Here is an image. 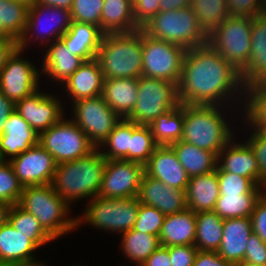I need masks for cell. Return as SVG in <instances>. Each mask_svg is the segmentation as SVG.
<instances>
[{"label": "cell", "instance_id": "cell-13", "mask_svg": "<svg viewBox=\"0 0 266 266\" xmlns=\"http://www.w3.org/2000/svg\"><path fill=\"white\" fill-rule=\"evenodd\" d=\"M145 166L129 160L106 159L98 196L104 198L138 197Z\"/></svg>", "mask_w": 266, "mask_h": 266}, {"label": "cell", "instance_id": "cell-28", "mask_svg": "<svg viewBox=\"0 0 266 266\" xmlns=\"http://www.w3.org/2000/svg\"><path fill=\"white\" fill-rule=\"evenodd\" d=\"M220 196L216 170L189 178L186 189L187 208L194 213L212 211Z\"/></svg>", "mask_w": 266, "mask_h": 266}, {"label": "cell", "instance_id": "cell-26", "mask_svg": "<svg viewBox=\"0 0 266 266\" xmlns=\"http://www.w3.org/2000/svg\"><path fill=\"white\" fill-rule=\"evenodd\" d=\"M196 213L190 209L165 216L159 235L160 246L194 245Z\"/></svg>", "mask_w": 266, "mask_h": 266}, {"label": "cell", "instance_id": "cell-48", "mask_svg": "<svg viewBox=\"0 0 266 266\" xmlns=\"http://www.w3.org/2000/svg\"><path fill=\"white\" fill-rule=\"evenodd\" d=\"M158 12H160V0H133V16L140 28Z\"/></svg>", "mask_w": 266, "mask_h": 266}, {"label": "cell", "instance_id": "cell-56", "mask_svg": "<svg viewBox=\"0 0 266 266\" xmlns=\"http://www.w3.org/2000/svg\"><path fill=\"white\" fill-rule=\"evenodd\" d=\"M18 47L14 39H0V72L5 66V62L13 51Z\"/></svg>", "mask_w": 266, "mask_h": 266}, {"label": "cell", "instance_id": "cell-43", "mask_svg": "<svg viewBox=\"0 0 266 266\" xmlns=\"http://www.w3.org/2000/svg\"><path fill=\"white\" fill-rule=\"evenodd\" d=\"M216 172L220 194H263V186H257L250 178L221 171L218 167Z\"/></svg>", "mask_w": 266, "mask_h": 266}, {"label": "cell", "instance_id": "cell-24", "mask_svg": "<svg viewBox=\"0 0 266 266\" xmlns=\"http://www.w3.org/2000/svg\"><path fill=\"white\" fill-rule=\"evenodd\" d=\"M103 74L96 58L84 61L80 67L65 81L70 99L94 98L103 93Z\"/></svg>", "mask_w": 266, "mask_h": 266}, {"label": "cell", "instance_id": "cell-40", "mask_svg": "<svg viewBox=\"0 0 266 266\" xmlns=\"http://www.w3.org/2000/svg\"><path fill=\"white\" fill-rule=\"evenodd\" d=\"M132 136V121L121 119L101 146L110 148L107 152L100 151L106 159L130 161V138Z\"/></svg>", "mask_w": 266, "mask_h": 266}, {"label": "cell", "instance_id": "cell-63", "mask_svg": "<svg viewBox=\"0 0 266 266\" xmlns=\"http://www.w3.org/2000/svg\"><path fill=\"white\" fill-rule=\"evenodd\" d=\"M0 39H12L4 30L3 26H0Z\"/></svg>", "mask_w": 266, "mask_h": 266}, {"label": "cell", "instance_id": "cell-30", "mask_svg": "<svg viewBox=\"0 0 266 266\" xmlns=\"http://www.w3.org/2000/svg\"><path fill=\"white\" fill-rule=\"evenodd\" d=\"M38 247L7 221L0 227V259L18 265L36 262L33 252Z\"/></svg>", "mask_w": 266, "mask_h": 266}, {"label": "cell", "instance_id": "cell-33", "mask_svg": "<svg viewBox=\"0 0 266 266\" xmlns=\"http://www.w3.org/2000/svg\"><path fill=\"white\" fill-rule=\"evenodd\" d=\"M223 234V219L214 211L196 213L195 246L199 251L217 252Z\"/></svg>", "mask_w": 266, "mask_h": 266}, {"label": "cell", "instance_id": "cell-10", "mask_svg": "<svg viewBox=\"0 0 266 266\" xmlns=\"http://www.w3.org/2000/svg\"><path fill=\"white\" fill-rule=\"evenodd\" d=\"M142 76L179 84L186 49L180 45L156 39L142 30Z\"/></svg>", "mask_w": 266, "mask_h": 266}, {"label": "cell", "instance_id": "cell-17", "mask_svg": "<svg viewBox=\"0 0 266 266\" xmlns=\"http://www.w3.org/2000/svg\"><path fill=\"white\" fill-rule=\"evenodd\" d=\"M59 101L54 95L37 90L16 102L15 110L39 135L64 117V110L61 107L63 105Z\"/></svg>", "mask_w": 266, "mask_h": 266}, {"label": "cell", "instance_id": "cell-20", "mask_svg": "<svg viewBox=\"0 0 266 266\" xmlns=\"http://www.w3.org/2000/svg\"><path fill=\"white\" fill-rule=\"evenodd\" d=\"M39 135L14 110L4 124L0 135V159L9 161L38 144ZM11 156L8 158L6 156Z\"/></svg>", "mask_w": 266, "mask_h": 266}, {"label": "cell", "instance_id": "cell-32", "mask_svg": "<svg viewBox=\"0 0 266 266\" xmlns=\"http://www.w3.org/2000/svg\"><path fill=\"white\" fill-rule=\"evenodd\" d=\"M170 146L189 177L210 173L217 168L218 157L213 152L182 140Z\"/></svg>", "mask_w": 266, "mask_h": 266}, {"label": "cell", "instance_id": "cell-29", "mask_svg": "<svg viewBox=\"0 0 266 266\" xmlns=\"http://www.w3.org/2000/svg\"><path fill=\"white\" fill-rule=\"evenodd\" d=\"M139 29L133 16V0H104L101 14L104 34L131 33Z\"/></svg>", "mask_w": 266, "mask_h": 266}, {"label": "cell", "instance_id": "cell-41", "mask_svg": "<svg viewBox=\"0 0 266 266\" xmlns=\"http://www.w3.org/2000/svg\"><path fill=\"white\" fill-rule=\"evenodd\" d=\"M244 89L242 97L246 95L247 98L246 107L244 104L247 120L244 121L250 125L266 124V81L250 84Z\"/></svg>", "mask_w": 266, "mask_h": 266}, {"label": "cell", "instance_id": "cell-9", "mask_svg": "<svg viewBox=\"0 0 266 266\" xmlns=\"http://www.w3.org/2000/svg\"><path fill=\"white\" fill-rule=\"evenodd\" d=\"M90 201L83 217L76 218L77 227L84 221L98 229L122 234L133 229L140 206L138 197L112 199L96 196Z\"/></svg>", "mask_w": 266, "mask_h": 266}, {"label": "cell", "instance_id": "cell-51", "mask_svg": "<svg viewBox=\"0 0 266 266\" xmlns=\"http://www.w3.org/2000/svg\"><path fill=\"white\" fill-rule=\"evenodd\" d=\"M198 251L195 245L169 246L171 266H193Z\"/></svg>", "mask_w": 266, "mask_h": 266}, {"label": "cell", "instance_id": "cell-49", "mask_svg": "<svg viewBox=\"0 0 266 266\" xmlns=\"http://www.w3.org/2000/svg\"><path fill=\"white\" fill-rule=\"evenodd\" d=\"M243 263L266 265V244L254 232L249 236Z\"/></svg>", "mask_w": 266, "mask_h": 266}, {"label": "cell", "instance_id": "cell-46", "mask_svg": "<svg viewBox=\"0 0 266 266\" xmlns=\"http://www.w3.org/2000/svg\"><path fill=\"white\" fill-rule=\"evenodd\" d=\"M165 215L155 207L140 203L137 220L133 229L142 233H150L159 237Z\"/></svg>", "mask_w": 266, "mask_h": 266}, {"label": "cell", "instance_id": "cell-55", "mask_svg": "<svg viewBox=\"0 0 266 266\" xmlns=\"http://www.w3.org/2000/svg\"><path fill=\"white\" fill-rule=\"evenodd\" d=\"M14 110L15 104L0 92V135L3 134L4 124Z\"/></svg>", "mask_w": 266, "mask_h": 266}, {"label": "cell", "instance_id": "cell-14", "mask_svg": "<svg viewBox=\"0 0 266 266\" xmlns=\"http://www.w3.org/2000/svg\"><path fill=\"white\" fill-rule=\"evenodd\" d=\"M22 51L17 47L0 72V92L14 104L39 90V70L27 59H22Z\"/></svg>", "mask_w": 266, "mask_h": 266}, {"label": "cell", "instance_id": "cell-61", "mask_svg": "<svg viewBox=\"0 0 266 266\" xmlns=\"http://www.w3.org/2000/svg\"><path fill=\"white\" fill-rule=\"evenodd\" d=\"M0 266H19L15 262L0 259Z\"/></svg>", "mask_w": 266, "mask_h": 266}, {"label": "cell", "instance_id": "cell-36", "mask_svg": "<svg viewBox=\"0 0 266 266\" xmlns=\"http://www.w3.org/2000/svg\"><path fill=\"white\" fill-rule=\"evenodd\" d=\"M8 222L17 231L24 234L38 248L54 238L42 227L39 221L18 204L12 205L8 213Z\"/></svg>", "mask_w": 266, "mask_h": 266}, {"label": "cell", "instance_id": "cell-53", "mask_svg": "<svg viewBox=\"0 0 266 266\" xmlns=\"http://www.w3.org/2000/svg\"><path fill=\"white\" fill-rule=\"evenodd\" d=\"M193 266H236L221 258L217 252L198 251Z\"/></svg>", "mask_w": 266, "mask_h": 266}, {"label": "cell", "instance_id": "cell-31", "mask_svg": "<svg viewBox=\"0 0 266 266\" xmlns=\"http://www.w3.org/2000/svg\"><path fill=\"white\" fill-rule=\"evenodd\" d=\"M44 56L43 68L40 73H46L57 82L65 81L80 67L84 60L73 55L61 40L49 44Z\"/></svg>", "mask_w": 266, "mask_h": 266}, {"label": "cell", "instance_id": "cell-39", "mask_svg": "<svg viewBox=\"0 0 266 266\" xmlns=\"http://www.w3.org/2000/svg\"><path fill=\"white\" fill-rule=\"evenodd\" d=\"M29 6L14 0H0V26L17 42L24 34Z\"/></svg>", "mask_w": 266, "mask_h": 266}, {"label": "cell", "instance_id": "cell-62", "mask_svg": "<svg viewBox=\"0 0 266 266\" xmlns=\"http://www.w3.org/2000/svg\"><path fill=\"white\" fill-rule=\"evenodd\" d=\"M14 1L21 2L29 7H31L36 3V0H14Z\"/></svg>", "mask_w": 266, "mask_h": 266}, {"label": "cell", "instance_id": "cell-8", "mask_svg": "<svg viewBox=\"0 0 266 266\" xmlns=\"http://www.w3.org/2000/svg\"><path fill=\"white\" fill-rule=\"evenodd\" d=\"M175 107H181L178 84L141 76L138 78L136 105L126 119L150 126L161 114Z\"/></svg>", "mask_w": 266, "mask_h": 266}, {"label": "cell", "instance_id": "cell-7", "mask_svg": "<svg viewBox=\"0 0 266 266\" xmlns=\"http://www.w3.org/2000/svg\"><path fill=\"white\" fill-rule=\"evenodd\" d=\"M251 31V17L228 16L211 32L207 43L241 72L249 62Z\"/></svg>", "mask_w": 266, "mask_h": 266}, {"label": "cell", "instance_id": "cell-4", "mask_svg": "<svg viewBox=\"0 0 266 266\" xmlns=\"http://www.w3.org/2000/svg\"><path fill=\"white\" fill-rule=\"evenodd\" d=\"M221 107L184 104L183 134L180 140L213 152L218 157L234 133L219 111Z\"/></svg>", "mask_w": 266, "mask_h": 266}, {"label": "cell", "instance_id": "cell-45", "mask_svg": "<svg viewBox=\"0 0 266 266\" xmlns=\"http://www.w3.org/2000/svg\"><path fill=\"white\" fill-rule=\"evenodd\" d=\"M104 0H73L70 10L72 21L91 23L101 29V14Z\"/></svg>", "mask_w": 266, "mask_h": 266}, {"label": "cell", "instance_id": "cell-52", "mask_svg": "<svg viewBox=\"0 0 266 266\" xmlns=\"http://www.w3.org/2000/svg\"><path fill=\"white\" fill-rule=\"evenodd\" d=\"M247 143L253 150L259 165V186L266 183V140L260 139L254 132Z\"/></svg>", "mask_w": 266, "mask_h": 266}, {"label": "cell", "instance_id": "cell-2", "mask_svg": "<svg viewBox=\"0 0 266 266\" xmlns=\"http://www.w3.org/2000/svg\"><path fill=\"white\" fill-rule=\"evenodd\" d=\"M100 150L95 148L79 159L57 164L51 185L68 204L98 196L106 163Z\"/></svg>", "mask_w": 266, "mask_h": 266}, {"label": "cell", "instance_id": "cell-18", "mask_svg": "<svg viewBox=\"0 0 266 266\" xmlns=\"http://www.w3.org/2000/svg\"><path fill=\"white\" fill-rule=\"evenodd\" d=\"M138 199L141 204L155 207L165 216L187 209L185 190L170 187L146 173L141 180Z\"/></svg>", "mask_w": 266, "mask_h": 266}, {"label": "cell", "instance_id": "cell-60", "mask_svg": "<svg viewBox=\"0 0 266 266\" xmlns=\"http://www.w3.org/2000/svg\"><path fill=\"white\" fill-rule=\"evenodd\" d=\"M254 128L253 131L260 139L266 140V124L262 125H250Z\"/></svg>", "mask_w": 266, "mask_h": 266}, {"label": "cell", "instance_id": "cell-35", "mask_svg": "<svg viewBox=\"0 0 266 266\" xmlns=\"http://www.w3.org/2000/svg\"><path fill=\"white\" fill-rule=\"evenodd\" d=\"M121 244L126 258L135 261L137 266H141L160 246L157 235L142 233L134 229L122 234Z\"/></svg>", "mask_w": 266, "mask_h": 266}, {"label": "cell", "instance_id": "cell-44", "mask_svg": "<svg viewBox=\"0 0 266 266\" xmlns=\"http://www.w3.org/2000/svg\"><path fill=\"white\" fill-rule=\"evenodd\" d=\"M22 190L10 163L0 159V201L11 206L18 204Z\"/></svg>", "mask_w": 266, "mask_h": 266}, {"label": "cell", "instance_id": "cell-6", "mask_svg": "<svg viewBox=\"0 0 266 266\" xmlns=\"http://www.w3.org/2000/svg\"><path fill=\"white\" fill-rule=\"evenodd\" d=\"M141 29L153 38L180 45L186 50L208 42V36L200 28L190 6L158 12Z\"/></svg>", "mask_w": 266, "mask_h": 266}, {"label": "cell", "instance_id": "cell-1", "mask_svg": "<svg viewBox=\"0 0 266 266\" xmlns=\"http://www.w3.org/2000/svg\"><path fill=\"white\" fill-rule=\"evenodd\" d=\"M243 89L240 72L208 43L186 51L178 84L181 104L223 106Z\"/></svg>", "mask_w": 266, "mask_h": 266}, {"label": "cell", "instance_id": "cell-25", "mask_svg": "<svg viewBox=\"0 0 266 266\" xmlns=\"http://www.w3.org/2000/svg\"><path fill=\"white\" fill-rule=\"evenodd\" d=\"M103 36L104 33L96 25L72 21L60 40L73 55L87 61L96 58Z\"/></svg>", "mask_w": 266, "mask_h": 266}, {"label": "cell", "instance_id": "cell-19", "mask_svg": "<svg viewBox=\"0 0 266 266\" xmlns=\"http://www.w3.org/2000/svg\"><path fill=\"white\" fill-rule=\"evenodd\" d=\"M145 173L175 189L185 190L189 176L171 146L158 145L145 165Z\"/></svg>", "mask_w": 266, "mask_h": 266}, {"label": "cell", "instance_id": "cell-3", "mask_svg": "<svg viewBox=\"0 0 266 266\" xmlns=\"http://www.w3.org/2000/svg\"><path fill=\"white\" fill-rule=\"evenodd\" d=\"M142 29L104 34L96 55L104 79L142 76Z\"/></svg>", "mask_w": 266, "mask_h": 266}, {"label": "cell", "instance_id": "cell-58", "mask_svg": "<svg viewBox=\"0 0 266 266\" xmlns=\"http://www.w3.org/2000/svg\"><path fill=\"white\" fill-rule=\"evenodd\" d=\"M36 3L48 7H58L71 10L73 0H36Z\"/></svg>", "mask_w": 266, "mask_h": 266}, {"label": "cell", "instance_id": "cell-59", "mask_svg": "<svg viewBox=\"0 0 266 266\" xmlns=\"http://www.w3.org/2000/svg\"><path fill=\"white\" fill-rule=\"evenodd\" d=\"M11 205L0 201V227L8 221V213Z\"/></svg>", "mask_w": 266, "mask_h": 266}, {"label": "cell", "instance_id": "cell-12", "mask_svg": "<svg viewBox=\"0 0 266 266\" xmlns=\"http://www.w3.org/2000/svg\"><path fill=\"white\" fill-rule=\"evenodd\" d=\"M73 106L74 120L72 121L80 127L96 148L122 119L106 104L102 95L78 100Z\"/></svg>", "mask_w": 266, "mask_h": 266}, {"label": "cell", "instance_id": "cell-47", "mask_svg": "<svg viewBox=\"0 0 266 266\" xmlns=\"http://www.w3.org/2000/svg\"><path fill=\"white\" fill-rule=\"evenodd\" d=\"M229 16L255 17L262 15L265 0H226Z\"/></svg>", "mask_w": 266, "mask_h": 266}, {"label": "cell", "instance_id": "cell-42", "mask_svg": "<svg viewBox=\"0 0 266 266\" xmlns=\"http://www.w3.org/2000/svg\"><path fill=\"white\" fill-rule=\"evenodd\" d=\"M158 145L155 143L150 126L132 122L130 138V161L146 165Z\"/></svg>", "mask_w": 266, "mask_h": 266}, {"label": "cell", "instance_id": "cell-54", "mask_svg": "<svg viewBox=\"0 0 266 266\" xmlns=\"http://www.w3.org/2000/svg\"><path fill=\"white\" fill-rule=\"evenodd\" d=\"M141 266H171L169 247L159 246Z\"/></svg>", "mask_w": 266, "mask_h": 266}, {"label": "cell", "instance_id": "cell-21", "mask_svg": "<svg viewBox=\"0 0 266 266\" xmlns=\"http://www.w3.org/2000/svg\"><path fill=\"white\" fill-rule=\"evenodd\" d=\"M252 233L251 217L223 219V234L218 255L234 265L243 263L245 249Z\"/></svg>", "mask_w": 266, "mask_h": 266}, {"label": "cell", "instance_id": "cell-66", "mask_svg": "<svg viewBox=\"0 0 266 266\" xmlns=\"http://www.w3.org/2000/svg\"><path fill=\"white\" fill-rule=\"evenodd\" d=\"M263 190V193L266 195V183L264 184Z\"/></svg>", "mask_w": 266, "mask_h": 266}, {"label": "cell", "instance_id": "cell-23", "mask_svg": "<svg viewBox=\"0 0 266 266\" xmlns=\"http://www.w3.org/2000/svg\"><path fill=\"white\" fill-rule=\"evenodd\" d=\"M233 140L219 152L217 167L221 171L250 178L259 186V165L253 150L248 143L233 144Z\"/></svg>", "mask_w": 266, "mask_h": 266}, {"label": "cell", "instance_id": "cell-64", "mask_svg": "<svg viewBox=\"0 0 266 266\" xmlns=\"http://www.w3.org/2000/svg\"><path fill=\"white\" fill-rule=\"evenodd\" d=\"M19 266H45L43 264V262H32V263H27V264H23V265H19Z\"/></svg>", "mask_w": 266, "mask_h": 266}, {"label": "cell", "instance_id": "cell-5", "mask_svg": "<svg viewBox=\"0 0 266 266\" xmlns=\"http://www.w3.org/2000/svg\"><path fill=\"white\" fill-rule=\"evenodd\" d=\"M18 205L30 212L54 239L77 227V217L66 218L70 205L51 184L23 187Z\"/></svg>", "mask_w": 266, "mask_h": 266}, {"label": "cell", "instance_id": "cell-37", "mask_svg": "<svg viewBox=\"0 0 266 266\" xmlns=\"http://www.w3.org/2000/svg\"><path fill=\"white\" fill-rule=\"evenodd\" d=\"M262 194H220L214 211L222 219L250 217Z\"/></svg>", "mask_w": 266, "mask_h": 266}, {"label": "cell", "instance_id": "cell-38", "mask_svg": "<svg viewBox=\"0 0 266 266\" xmlns=\"http://www.w3.org/2000/svg\"><path fill=\"white\" fill-rule=\"evenodd\" d=\"M190 7L207 36L229 16L226 0H191Z\"/></svg>", "mask_w": 266, "mask_h": 266}, {"label": "cell", "instance_id": "cell-16", "mask_svg": "<svg viewBox=\"0 0 266 266\" xmlns=\"http://www.w3.org/2000/svg\"><path fill=\"white\" fill-rule=\"evenodd\" d=\"M8 162L23 187L51 184L57 166L53 156L40 144Z\"/></svg>", "mask_w": 266, "mask_h": 266}, {"label": "cell", "instance_id": "cell-65", "mask_svg": "<svg viewBox=\"0 0 266 266\" xmlns=\"http://www.w3.org/2000/svg\"><path fill=\"white\" fill-rule=\"evenodd\" d=\"M236 266H266V265H262V264H251V263H240Z\"/></svg>", "mask_w": 266, "mask_h": 266}, {"label": "cell", "instance_id": "cell-34", "mask_svg": "<svg viewBox=\"0 0 266 266\" xmlns=\"http://www.w3.org/2000/svg\"><path fill=\"white\" fill-rule=\"evenodd\" d=\"M184 104L161 114L151 124L150 129L157 145L170 146L178 142L183 134Z\"/></svg>", "mask_w": 266, "mask_h": 266}, {"label": "cell", "instance_id": "cell-11", "mask_svg": "<svg viewBox=\"0 0 266 266\" xmlns=\"http://www.w3.org/2000/svg\"><path fill=\"white\" fill-rule=\"evenodd\" d=\"M38 144L53 156L57 164L79 159L96 148L79 126L64 117L39 134Z\"/></svg>", "mask_w": 266, "mask_h": 266}, {"label": "cell", "instance_id": "cell-67", "mask_svg": "<svg viewBox=\"0 0 266 266\" xmlns=\"http://www.w3.org/2000/svg\"><path fill=\"white\" fill-rule=\"evenodd\" d=\"M263 14L266 16V0H265V8Z\"/></svg>", "mask_w": 266, "mask_h": 266}, {"label": "cell", "instance_id": "cell-50", "mask_svg": "<svg viewBox=\"0 0 266 266\" xmlns=\"http://www.w3.org/2000/svg\"><path fill=\"white\" fill-rule=\"evenodd\" d=\"M250 217L253 232L266 244V195L264 193L256 201Z\"/></svg>", "mask_w": 266, "mask_h": 266}, {"label": "cell", "instance_id": "cell-22", "mask_svg": "<svg viewBox=\"0 0 266 266\" xmlns=\"http://www.w3.org/2000/svg\"><path fill=\"white\" fill-rule=\"evenodd\" d=\"M244 87L266 81V16L252 17L251 50L247 66L240 72Z\"/></svg>", "mask_w": 266, "mask_h": 266}, {"label": "cell", "instance_id": "cell-15", "mask_svg": "<svg viewBox=\"0 0 266 266\" xmlns=\"http://www.w3.org/2000/svg\"><path fill=\"white\" fill-rule=\"evenodd\" d=\"M43 16H47V19L49 18L48 20L45 19L46 22L48 21L47 22L48 24L43 23L45 24V27L42 26L40 28L41 30H43V32H41L42 34L40 33L39 35L38 34L39 31L37 30L38 26H40V24L42 23V20L46 18V17L43 18ZM45 20L43 22H45ZM49 21L51 22V24H49L50 23ZM71 23H72V18H71L70 10L64 9V8H58V7H48V6L35 3L31 7H29L26 28H25L24 34L17 42L18 48L24 50L25 47H27V43L30 42V38L33 37L30 35H35L31 32L35 33L36 30L38 31L37 37H39L37 39L38 40L43 39L45 44H47V42H50L51 38H54L51 40V43L54 41L60 40V38L69 29ZM48 25H50L49 28H48Z\"/></svg>", "mask_w": 266, "mask_h": 266}, {"label": "cell", "instance_id": "cell-57", "mask_svg": "<svg viewBox=\"0 0 266 266\" xmlns=\"http://www.w3.org/2000/svg\"><path fill=\"white\" fill-rule=\"evenodd\" d=\"M191 0H160V12L189 7Z\"/></svg>", "mask_w": 266, "mask_h": 266}, {"label": "cell", "instance_id": "cell-27", "mask_svg": "<svg viewBox=\"0 0 266 266\" xmlns=\"http://www.w3.org/2000/svg\"><path fill=\"white\" fill-rule=\"evenodd\" d=\"M138 95V78L104 79L102 96L106 104L122 119L133 111Z\"/></svg>", "mask_w": 266, "mask_h": 266}]
</instances>
